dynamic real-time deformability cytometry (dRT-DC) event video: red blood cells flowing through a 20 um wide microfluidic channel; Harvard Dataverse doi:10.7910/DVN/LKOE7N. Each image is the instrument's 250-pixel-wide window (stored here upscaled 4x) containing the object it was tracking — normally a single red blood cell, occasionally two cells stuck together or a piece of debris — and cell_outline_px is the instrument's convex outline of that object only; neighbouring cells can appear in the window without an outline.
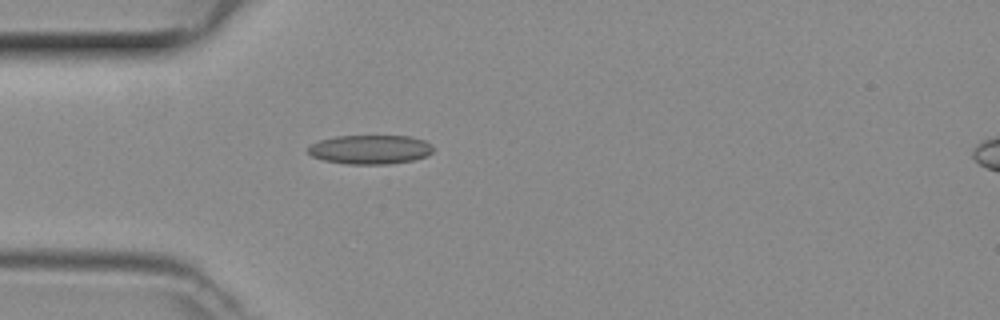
{"species": "common noctule bat (a hibernating species)", "species_latin": "Nyctalus noctula", "temperature_condition": "room temperature", "stored_images_in_passage": 11, "camera_frame_rate_fps": 3000, "um_per_image_px": 0.085, "animal": {"sex": "female", "body_mass_g": 29.2, "forearm_length_mm": 56.3}, "frame": {"image": 1, "passage_image": 1, "time_ms": 0.0, "image_size_px": [1000, 320], "cell_outline_px": [[432, 152], [424, 156], [412, 160], [388, 164], [348, 164], [324, 160], [312, 156], [308, 152], [308, 148], [312, 144], [320, 140], [336, 136], [408, 136], [424, 140], [432, 144]], "centroid_in_image_um": [31.46, 12.7], "position_along_channel_um": 53.5, "area_um2": 21.04}}
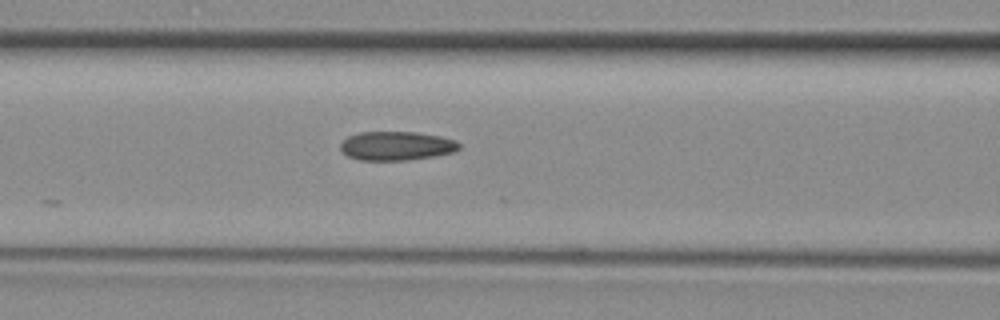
{"frame": {"image": 2, "passage_image": 7, "time_ms": 2.0, "image_size_px": [1000, 320], "cell_outline_px": [[460, 148], [456, 152], [408, 160], [360, 160], [348, 156], [340, 148], [340, 144], [348, 136], [360, 132], [416, 132], [440, 136], [456, 140], [460, 144]], "centroid_in_image_um": [33.72, 12.39], "position_along_channel_um": 132.9, "area_um2": 20.0}}
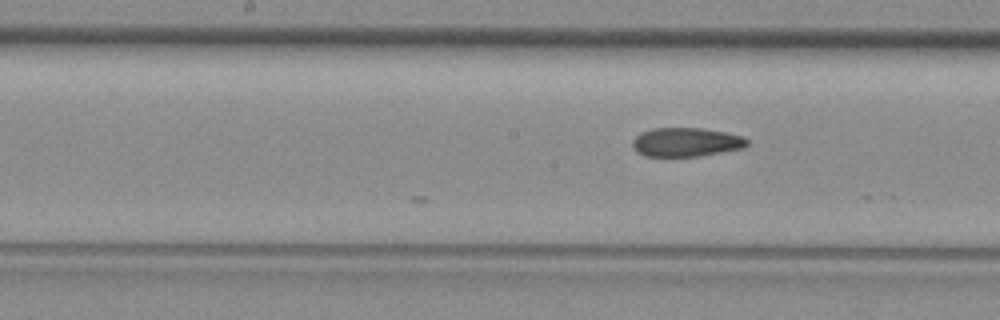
{"frame": {"image": 3, "passage_image": 11, "time_ms": 3.333, "image_size_px": [1000, 320], "cell_outline_px": [[748, 144], [744, 148], [696, 156], [644, 156], [636, 152], [632, 144], [632, 140], [636, 136], [652, 128], [700, 128], [724, 132], [744, 136], [748, 140]], "centroid_in_image_um": [58.32, 12.08], "position_along_channel_um": 189.9, "area_um2": 19.19}}